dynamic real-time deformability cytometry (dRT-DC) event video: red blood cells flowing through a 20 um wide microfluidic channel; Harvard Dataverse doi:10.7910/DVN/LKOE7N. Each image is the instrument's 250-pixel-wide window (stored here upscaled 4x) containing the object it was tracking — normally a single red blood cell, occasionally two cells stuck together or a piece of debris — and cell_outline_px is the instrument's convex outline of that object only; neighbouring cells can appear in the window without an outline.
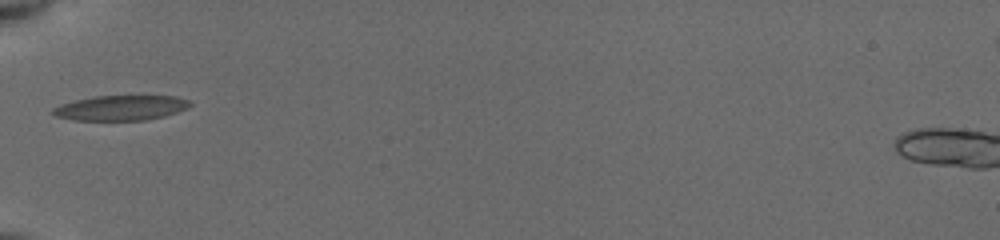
{"species": "common noctule bat (a hibernating species)", "species_latin": "Nyctalus noctula", "temperature_condition": "cold", "stored_images_in_passage": 19, "camera_frame_rate_fps": 3000, "um_per_image_px": 0.085, "animal": {"sex": "female", "body_mass_g": 19.5, "forearm_length_mm": 54.1}, "frame": {"image": 1, "passage_image": 1, "time_ms": 0.0, "image_size_px": [1000, 240], "cell_outline_px": [[192, 104], [188, 108], [164, 116], [144, 120], [72, 120], [56, 116], [52, 112], [52, 108], [76, 100], [96, 96], [176, 96], [188, 100]], "centroid_in_image_um": [10.29, 9.17], "position_along_channel_um": 74.7, "area_um2": 19.77}}
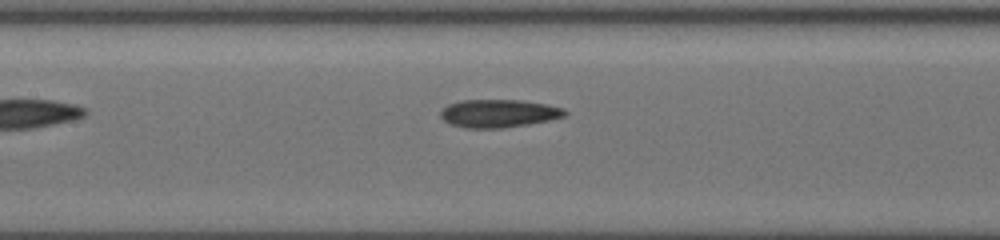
{"frame": {"image": 2, "passage_image": 7, "time_ms": 2.333, "image_size_px": [1000, 240], "cell_outline_px": [[568, 112], [564, 116], [548, 120], [528, 124], [500, 128], [468, 128], [452, 124], [444, 120], [440, 116], [440, 112], [448, 104], [460, 100], [524, 100], [564, 108]], "centroid_in_image_um": [42.38, 9.63], "position_along_channel_um": 165.0, "area_um2": 20.11}}
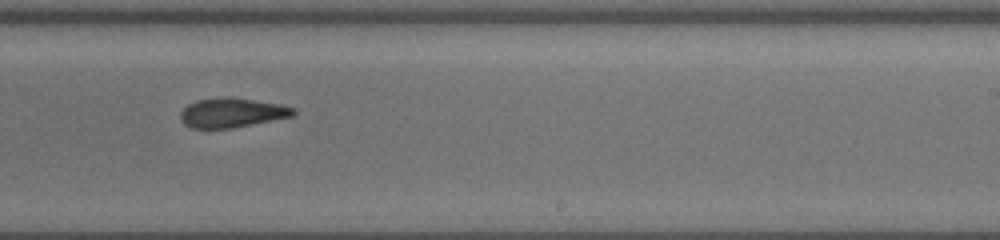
{"frame": {"image": 3, "passage_image": 16, "time_ms": 5.0, "image_size_px": [1000, 240], "cell_outline_px": [[296, 116], [228, 128], [192, 128], [184, 124], [180, 120], [180, 112], [188, 104], [196, 100], [228, 96], [280, 104], [296, 108]], "centroid_in_image_um": [19.72, 9.57], "position_along_channel_um": 269.3, "area_um2": 19.42}}